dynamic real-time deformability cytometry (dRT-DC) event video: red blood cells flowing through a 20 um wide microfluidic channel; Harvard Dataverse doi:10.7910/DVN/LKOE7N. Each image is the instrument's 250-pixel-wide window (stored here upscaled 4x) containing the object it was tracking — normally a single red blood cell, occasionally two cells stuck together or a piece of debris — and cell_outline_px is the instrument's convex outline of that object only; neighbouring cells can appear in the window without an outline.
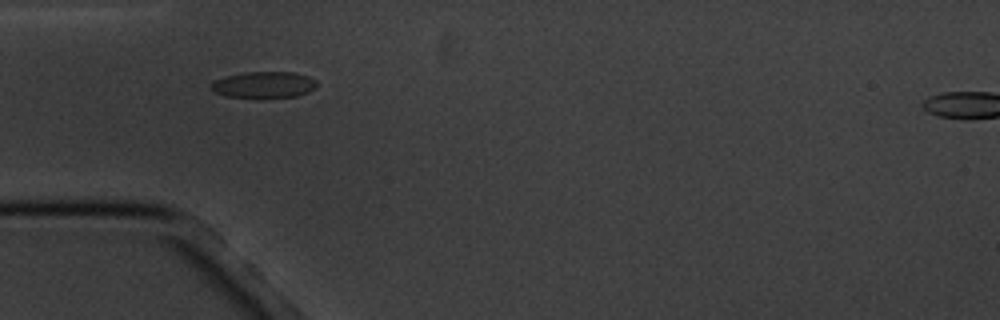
{"species": "common noctule bat (a hibernating species)", "species_latin": "Nyctalus noctula", "temperature_condition": "cold", "stored_images_in_passage": 11, "camera_frame_rate_fps": 3000, "um_per_image_px": 0.085, "animal": {"sex": "male", "body_mass_g": 20.1, "forearm_length_mm": 53.5}, "frame": {"image": 1, "passage_image": 1, "time_ms": 0.0, "image_size_px": [1000, 320], "cell_outline_px": [[316, 88], [308, 92], [296, 96], [268, 100], [256, 100], [224, 96], [208, 88], [208, 84], [212, 80], [244, 72], [296, 72], [308, 76], [316, 80]], "centroid_in_image_um": [22.38, 7.25], "position_along_channel_um": 62.6, "area_um2": 17.22}}
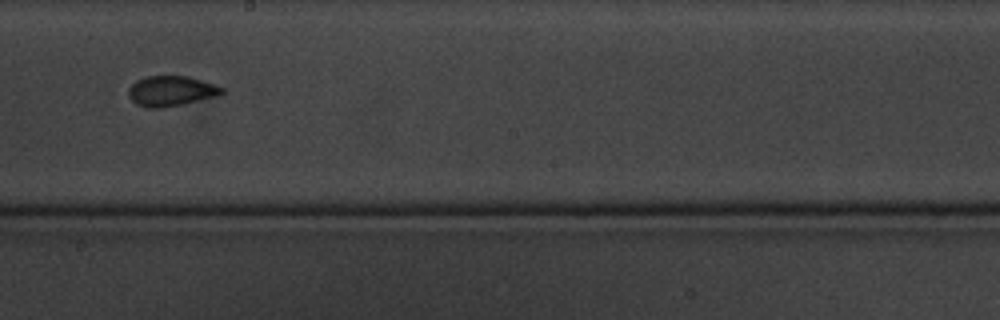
{"frame": {"image": 2, "passage_image": 5, "time_ms": 5.0, "image_size_px": [1000, 320], "cell_outline_px": [[224, 92], [216, 96], [180, 104], [160, 108], [148, 108], [136, 104], [128, 96], [128, 88], [136, 80], [144, 76], [188, 76], [216, 84], [224, 88]], "centroid_in_image_um": [14.52, 7.72], "position_along_channel_um": 233.7, "area_um2": 16.42}}
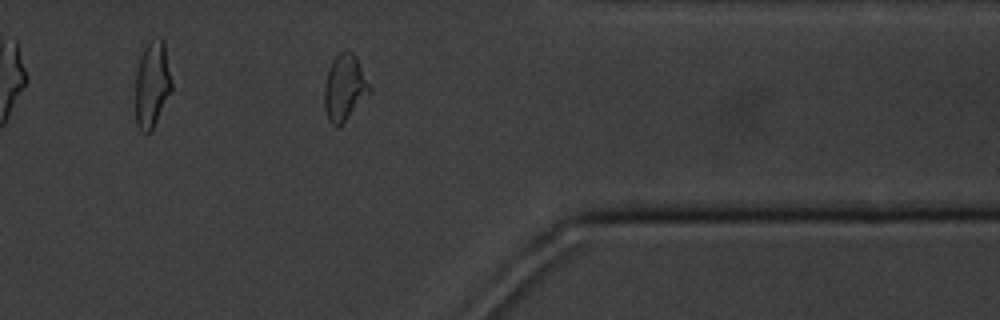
{"frame": {"image": 3, "passage_image": 9, "time_ms": 9.667, "image_size_px": [1000, 320], "cell_outline_px": [[372, 88], [344, 120], [336, 128], [328, 120], [324, 104], [324, 84], [328, 68], [332, 60], [340, 52], [352, 52], [356, 56]], "centroid_in_image_um": [29.25, 7.41], "position_along_channel_um": 382.1, "area_um2": 16.94}, "authors_computed_cell_mechanics": {"area_um2": 16.7042, "velocity_mm_per_s": 3.4242, "shape_relaxation_time_tau1_ms": 9.9481, "shape_relaxation_time_tau2_ms": 2.9223, "deformation_change_tau1": 0.1815, "deformation_change_tau2": 0.0463}}